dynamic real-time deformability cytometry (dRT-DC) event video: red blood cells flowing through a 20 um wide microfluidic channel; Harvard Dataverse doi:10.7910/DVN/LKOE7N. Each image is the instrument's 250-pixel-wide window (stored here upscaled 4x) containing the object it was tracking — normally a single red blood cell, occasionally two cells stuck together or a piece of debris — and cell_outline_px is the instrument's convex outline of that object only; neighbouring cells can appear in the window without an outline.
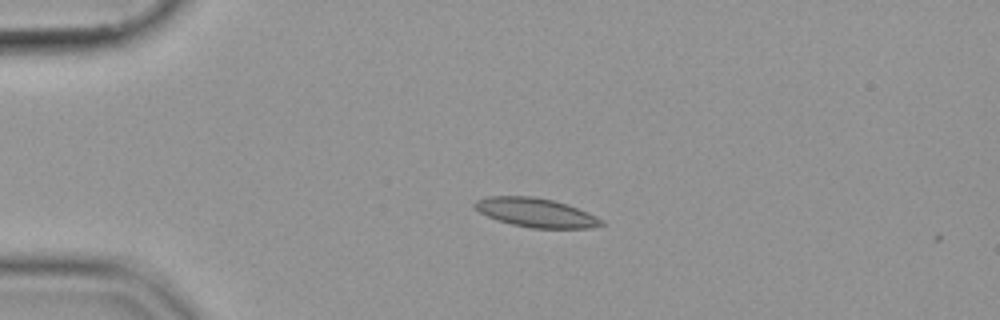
{"species": "common noctule bat (a hibernating species)", "species_latin": "Nyctalus noctula", "temperature_condition": "cold", "stored_images_in_passage": 3, "camera_frame_rate_fps": 3000, "um_per_image_px": 0.085, "animal": {"sex": "female", "body_mass_g": 19.9}, "frame": {"image": 1, "passage_image": 1, "time_ms": 0.0, "image_size_px": [1000, 320], "cell_outline_px": [[604, 224], [588, 228], [532, 228], [512, 224], [496, 220], [480, 212], [472, 204], [476, 200], [488, 196], [532, 196], [552, 200], [588, 212], [596, 216]], "centroid_in_image_um": [45.5, 18.07], "position_along_channel_um": 39.5, "area_um2": 21.1}}